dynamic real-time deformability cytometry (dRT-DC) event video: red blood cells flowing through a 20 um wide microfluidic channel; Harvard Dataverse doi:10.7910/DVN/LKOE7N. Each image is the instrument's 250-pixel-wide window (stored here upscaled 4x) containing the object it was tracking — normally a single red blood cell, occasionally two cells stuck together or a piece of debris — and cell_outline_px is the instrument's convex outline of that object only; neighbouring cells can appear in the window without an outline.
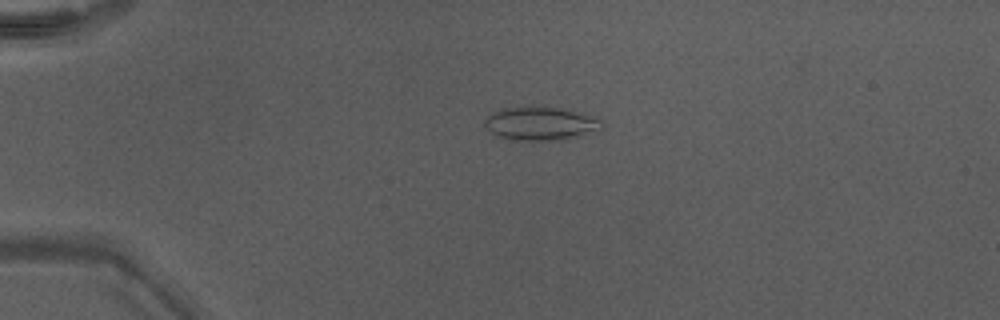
{"species": "Egyptian fruit bat (a non-hibernating species)", "species_latin": "Rousettus aegyptiacus", "temperature_condition": "warm", "stored_images_in_passage": 41, "camera_frame_rate_fps": 3000, "um_per_image_px": 0.085, "animal": {"sex": "male"}, "frame": {"image": 1, "passage_image": 5, "time_ms": 1.333, "image_size_px": [1000, 320], "cell_outline_px": [[604, 128], [560, 140], [512, 140], [496, 136], [484, 128], [484, 120], [488, 116], [504, 108], [560, 108], [596, 116], [604, 120]], "centroid_in_image_um": [45.97, 10.52], "position_along_channel_um": 39.0, "area_um2": 22.54}}
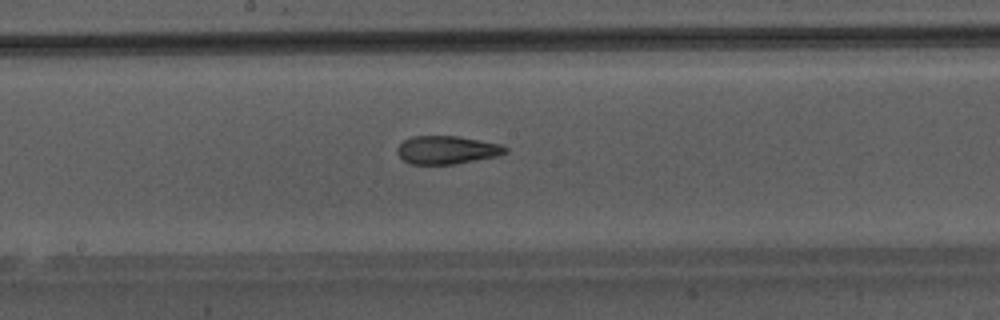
{"frame": {"image": 2, "passage_image": 20, "time_ms": 6.333, "image_size_px": [1000, 320], "cell_outline_px": [[508, 152], [496, 156], [452, 164], [412, 164], [404, 160], [396, 152], [396, 148], [404, 140], [412, 136], [456, 136], [500, 144], [508, 148]], "centroid_in_image_um": [37.96, 12.74], "position_along_channel_um": 210.2, "area_um2": 17.51}}
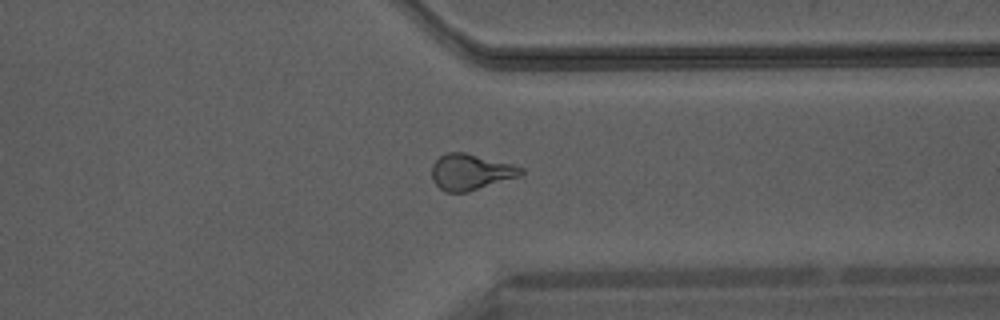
{"frame": {"image": 3, "passage_image": 31, "time_ms": 10.0, "image_size_px": [1000, 320], "cell_outline_px": [[524, 172], [520, 176], [468, 192], [444, 192], [432, 180], [432, 164], [440, 156], [448, 152], [464, 152], [512, 164], [524, 168]], "centroid_in_image_um": [40.0, 14.62], "position_along_channel_um": 371.4, "area_um2": 18.67}}